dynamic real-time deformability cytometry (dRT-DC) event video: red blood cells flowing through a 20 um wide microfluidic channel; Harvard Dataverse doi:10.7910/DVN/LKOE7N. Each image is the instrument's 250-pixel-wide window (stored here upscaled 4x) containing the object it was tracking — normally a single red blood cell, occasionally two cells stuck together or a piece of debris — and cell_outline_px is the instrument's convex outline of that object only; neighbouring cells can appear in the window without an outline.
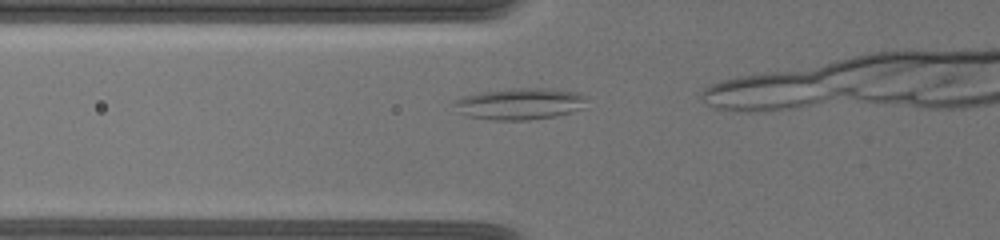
{"species": "common noctule bat (a hibernating species)", "species_latin": "Nyctalus noctula", "temperature_condition": "warm", "stored_images_in_passage": 10, "camera_frame_rate_fps": 3000, "um_per_image_px": 0.085, "animal": {"sex": "female", "body_mass_g": 19.5, "forearm_length_mm": 54.1}, "frame": {"image": 1, "passage_image": 5, "time_ms": 1.333, "image_size_px": [1000, 240], "cell_outline_px": [[588, 96], [584, 108], [572, 112], [552, 116], [528, 120], [492, 120], [468, 116], [460, 112], [456, 104], [456, 100], [460, 96], [480, 92], [516, 88], [544, 88], [580, 92]], "centroid_in_image_um": [44.26, 8.81], "position_along_channel_um": 81.5, "area_um2": 24.33}}